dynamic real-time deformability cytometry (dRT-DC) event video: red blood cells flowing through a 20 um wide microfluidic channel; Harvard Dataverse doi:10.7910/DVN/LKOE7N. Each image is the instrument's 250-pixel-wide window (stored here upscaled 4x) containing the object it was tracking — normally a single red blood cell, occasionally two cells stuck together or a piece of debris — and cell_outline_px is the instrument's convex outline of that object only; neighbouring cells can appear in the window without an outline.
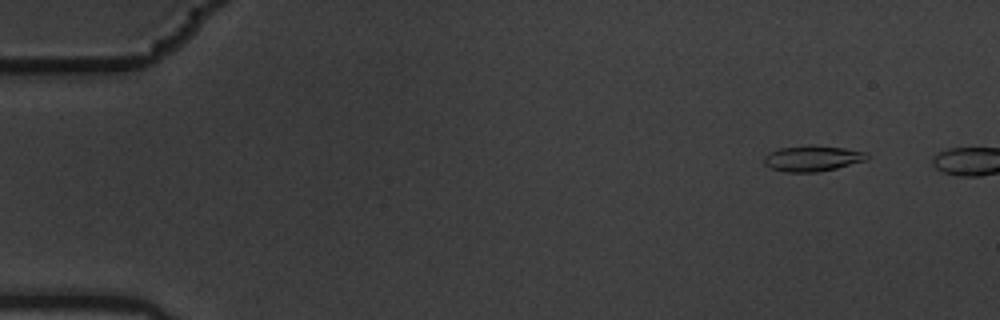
{"species": "common noctule bat (a hibernating species)", "species_latin": "Nyctalus noctula", "temperature_condition": "warm", "stored_images_in_passage": 3, "camera_frame_rate_fps": 3000, "um_per_image_px": 0.085, "animal": {"sex": "male", "body_mass_g": 19.5, "forearm_length_mm": 54.6}, "frame": {"image": 1, "passage_image": 2, "time_ms": 0.333, "image_size_px": [1000, 320], "cell_outline_px": [[872, 156], [868, 160], [836, 168], [816, 172], [784, 172], [768, 168], [764, 164], [764, 156], [768, 152], [780, 148], [812, 144], [844, 148], [868, 152]], "centroid_in_image_um": [69.07, 13.46], "position_along_channel_um": 15.9, "area_um2": 15.84}}